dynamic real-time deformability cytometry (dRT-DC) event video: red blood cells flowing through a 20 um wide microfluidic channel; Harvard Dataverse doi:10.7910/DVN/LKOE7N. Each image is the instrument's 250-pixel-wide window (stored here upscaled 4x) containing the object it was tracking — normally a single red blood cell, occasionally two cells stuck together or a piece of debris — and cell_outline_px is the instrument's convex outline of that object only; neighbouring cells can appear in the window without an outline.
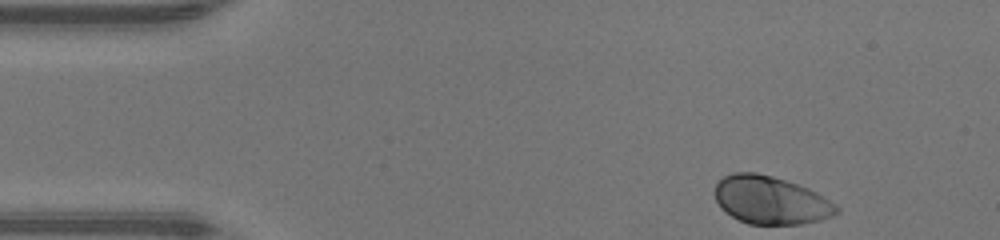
{"species": "human", "species_latin": "Homo sapiens", "temperature_condition": "warm", "stored_images_in_passage": 42, "camera_frame_rate_fps": 3000, "um_per_image_px": 0.085, "donor": {"sex": "male"}, "frame": {"image": 1, "passage_image": 1, "time_ms": 0.0, "image_size_px": [1000, 240], "cell_outline_px": [[840, 212], [832, 216], [820, 220], [800, 224], [748, 224], [732, 216], [720, 208], [716, 200], [716, 184], [724, 176], [732, 172], [756, 172], [772, 176], [808, 188], [824, 196], [836, 204], [840, 208]], "centroid_in_image_um": [65.53, 17.02], "position_along_channel_um": 19.5, "area_um2": 33.99}}
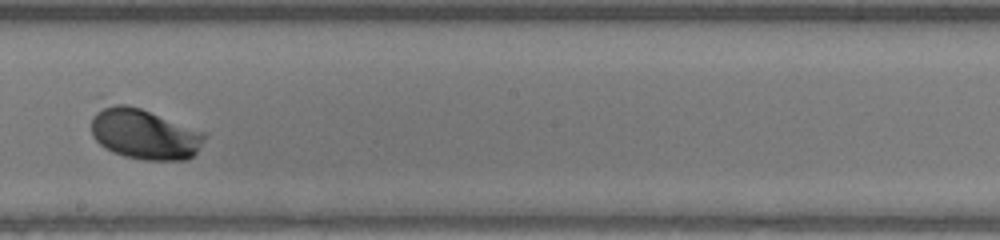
{"frame": {"image": 2, "passage_image": 22, "time_ms": 7.0, "image_size_px": [1000, 240], "cell_outline_px": [[208, 132], [204, 140], [196, 152], [188, 160], [144, 160], [124, 156], [112, 152], [104, 148], [92, 136], [92, 116], [96, 112], [108, 104], [124, 104], [140, 108]], "centroid_in_image_um": [12.3, 11.4], "position_along_channel_um": 235.9, "area_um2": 33.52}}
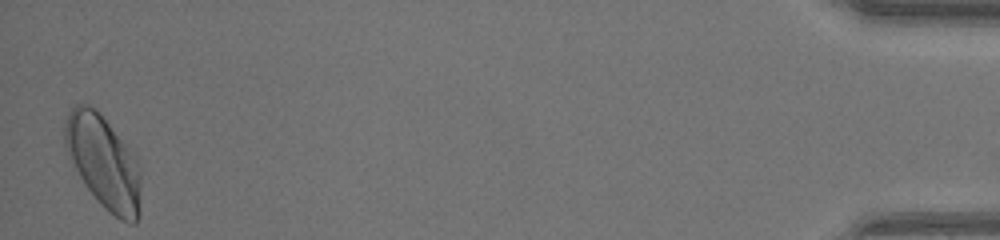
{"frame": {"image": 3, "passage_image": 42, "time_ms": 13.667, "image_size_px": [1000, 240], "cell_outline_px": [[140, 216], [136, 224], [132, 224], [120, 220], [104, 208], [84, 184], [64, 148], [64, 120], [72, 104], [88, 104], [96, 108], [100, 112], [136, 156], [140, 172]], "centroid_in_image_um": [8.79, 13.76], "position_along_channel_um": 426.4, "area_um2": 41.73}, "authors_computed_cell_mechanics": {"area_um2": 33.1483, "velocity_mm_per_s": 4.3767, "shape_relaxation_time_tau1_ms": 1.4208, "shape_relaxation_time_tau2_ms": null, "deformation_change_tau1": 0.128, "deformation_change_tau2": null}}